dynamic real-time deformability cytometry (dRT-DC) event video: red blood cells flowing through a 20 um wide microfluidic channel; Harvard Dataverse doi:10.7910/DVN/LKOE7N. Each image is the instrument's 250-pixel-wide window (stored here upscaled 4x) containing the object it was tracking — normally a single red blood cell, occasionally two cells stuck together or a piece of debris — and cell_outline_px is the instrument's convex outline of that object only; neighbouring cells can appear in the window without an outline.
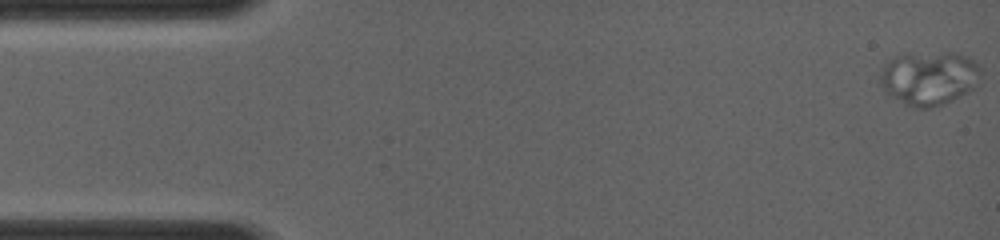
{"species": "common noctule bat (a hibernating species)", "species_latin": "Nyctalus noctula", "temperature_condition": "room temperature", "stored_images_in_passage": 6, "camera_frame_rate_fps": 4000, "um_per_image_px": 0.085, "animal": {"sex": "female", "body_mass_g": 19.0, "forearm_length_mm": 56.7}, "frame": {"image": 1, "passage_image": 1, "time_ms": 0.0, "image_size_px": [1000, 240], "cell_outline_px": [[980, 72], [976, 84], [968, 92], [952, 100], [928, 108], [912, 108], [904, 104], [892, 96], [880, 84], [880, 72], [884, 64], [888, 60], [896, 56], [908, 52], [948, 52], [964, 56], [972, 60], [980, 68]], "centroid_in_image_um": [78.92, 6.61], "position_along_channel_um": 6.1, "area_um2": 31.44}}
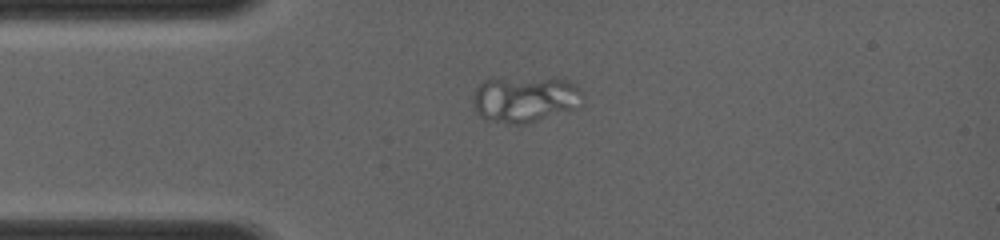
{"frame": {"image": 2, "passage_image": 5, "time_ms": 3.25, "image_size_px": [1000, 240], "cell_outline_px": [[584, 96], [576, 108], [528, 124], [512, 124], [488, 120], [480, 116], [476, 112], [472, 100], [472, 96], [476, 88], [484, 80], [552, 76], [568, 80]], "centroid_in_image_um": [44.61, 8.42], "position_along_channel_um": 40.4, "area_um2": 29.77}}